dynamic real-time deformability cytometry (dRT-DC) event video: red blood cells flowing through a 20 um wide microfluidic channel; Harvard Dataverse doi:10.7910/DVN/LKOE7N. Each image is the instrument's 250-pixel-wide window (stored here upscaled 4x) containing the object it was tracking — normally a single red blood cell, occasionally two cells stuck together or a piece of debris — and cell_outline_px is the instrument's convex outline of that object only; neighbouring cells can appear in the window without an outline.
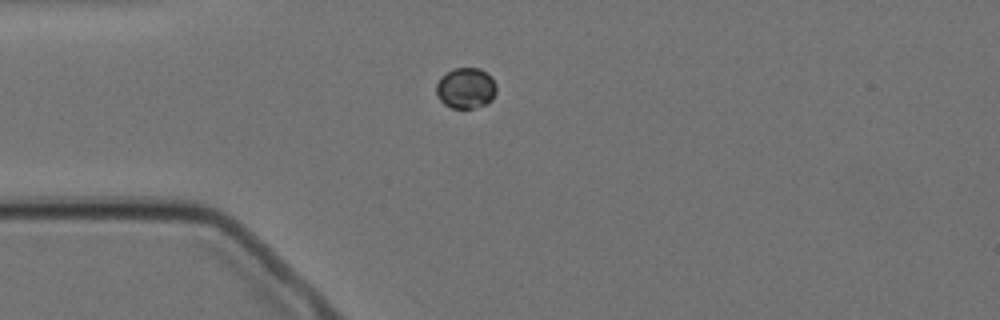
{"species": "Egyptian fruit bat (a non-hibernating species)", "species_latin": "Rousettus aegyptiacus", "temperature_condition": "cold", "stored_images_in_passage": 7, "camera_frame_rate_fps": 3000, "um_per_image_px": 0.085, "animal": {"sex": "female"}, "frame": {"image": 1, "passage_image": 1, "time_ms": 0.0, "image_size_px": [1000, 320], "cell_outline_px": [[496, 92], [492, 100], [488, 104], [472, 108], [452, 108], [444, 104], [436, 96], [436, 84], [440, 76], [452, 68], [480, 68], [492, 76], [496, 84]], "centroid_in_image_um": [39.59, 7.48], "position_along_channel_um": 45.4, "area_um2": 14.62}}
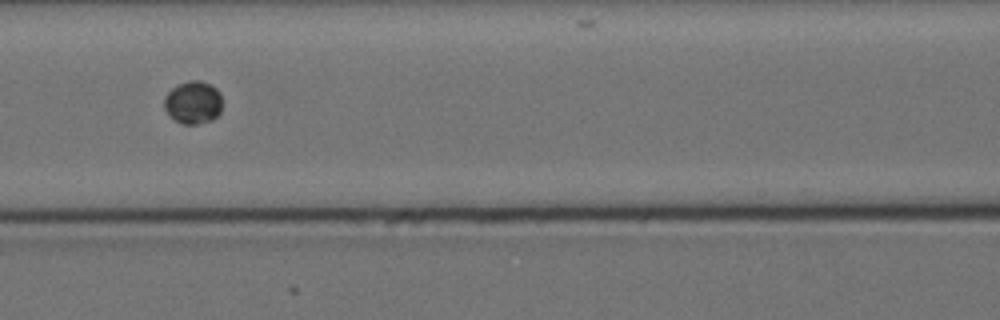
{"frame": {"image": 2, "passage_image": 4, "time_ms": 3.333, "image_size_px": [1000, 320], "cell_outline_px": [[220, 112], [212, 120], [196, 124], [180, 124], [164, 108], [164, 96], [172, 88], [180, 84], [192, 80], [200, 80], [212, 84], [220, 92]], "centroid_in_image_um": [16.42, 8.7], "position_along_channel_um": 150.2, "area_um2": 14.33}}
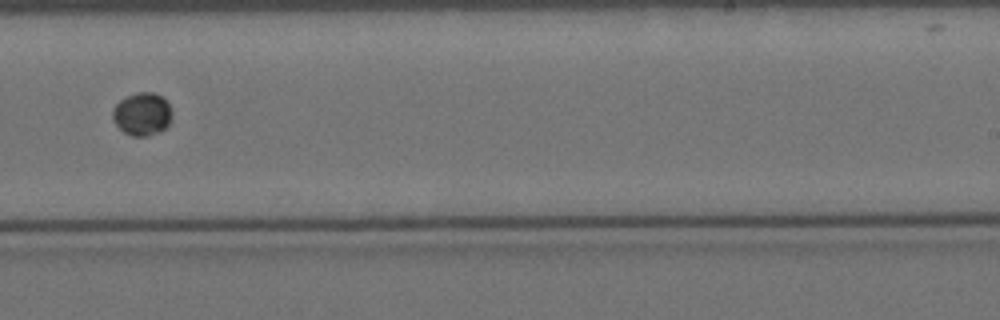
{"frame": {"image": 3, "passage_image": 7, "time_ms": 7.0, "image_size_px": [1000, 320], "cell_outline_px": [[172, 112], [168, 124], [160, 132], [148, 136], [132, 136], [124, 132], [112, 120], [112, 108], [120, 100], [136, 92], [152, 92], [164, 96]], "centroid_in_image_um": [12.07, 9.68], "position_along_channel_um": 276.9, "area_um2": 14.91}}